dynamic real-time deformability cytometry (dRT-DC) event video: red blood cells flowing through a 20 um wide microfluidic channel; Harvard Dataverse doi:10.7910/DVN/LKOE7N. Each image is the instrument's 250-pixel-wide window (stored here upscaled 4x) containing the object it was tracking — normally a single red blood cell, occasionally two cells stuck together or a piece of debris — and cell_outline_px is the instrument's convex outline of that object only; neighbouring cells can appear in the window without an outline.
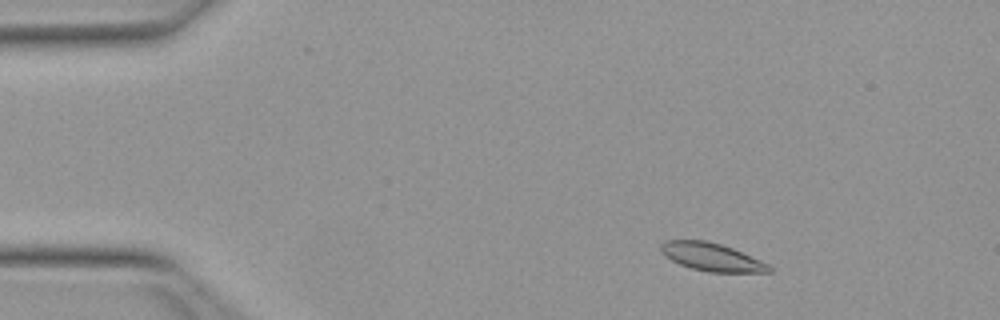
{"species": "Egyptian fruit bat (a non-hibernating species)", "species_latin": "Rousettus aegyptiacus", "temperature_condition": "warm", "stored_images_in_passage": 8, "camera_frame_rate_fps": 3000, "um_per_image_px": 0.085, "animal": {"sex": "female"}, "frame": {"image": 1, "passage_image": 5, "time_ms": 1.333, "image_size_px": [1000, 320], "cell_outline_px": [[772, 272], [708, 272], [692, 268], [680, 264], [664, 256], [660, 252], [660, 244], [664, 240], [708, 240], [732, 248], [760, 260], [768, 264], [772, 268]], "centroid_in_image_um": [60.45, 21.84], "position_along_channel_um": 24.5, "area_um2": 17.63}}